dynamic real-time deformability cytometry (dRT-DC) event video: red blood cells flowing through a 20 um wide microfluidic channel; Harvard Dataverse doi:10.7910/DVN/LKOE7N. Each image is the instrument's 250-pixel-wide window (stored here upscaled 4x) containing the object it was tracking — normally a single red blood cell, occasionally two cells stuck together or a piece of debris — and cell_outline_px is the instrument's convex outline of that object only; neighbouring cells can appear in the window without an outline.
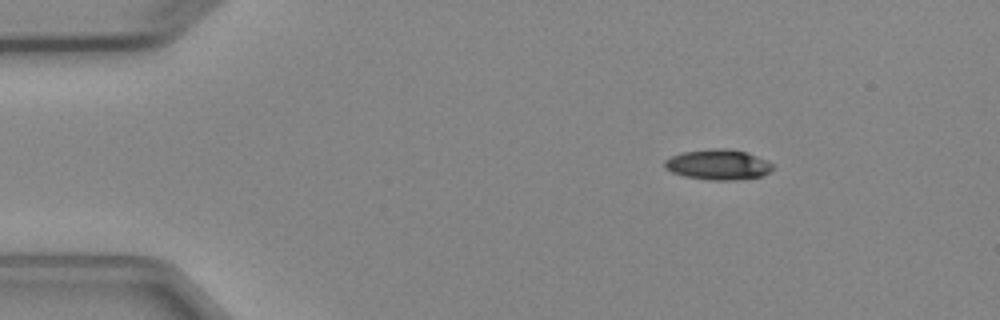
{"species": "Egyptian fruit bat (a non-hibernating species)", "species_latin": "Rousettus aegyptiacus", "temperature_condition": "cold", "stored_images_in_passage": 3, "camera_frame_rate_fps": 3000, "um_per_image_px": 0.085, "animal": {"sex": "female"}, "frame": {"image": 1, "passage_image": 1, "time_ms": 0.0, "image_size_px": [1000, 320], "cell_outline_px": [[772, 168], [768, 172], [760, 176], [732, 180], [708, 180], [684, 176], [672, 172], [664, 168], [664, 160], [672, 156], [684, 152], [712, 148], [728, 148], [744, 152], [756, 156], [772, 164]], "centroid_in_image_um": [60.98, 13.99], "position_along_channel_um": 24.0, "area_um2": 18.84}}